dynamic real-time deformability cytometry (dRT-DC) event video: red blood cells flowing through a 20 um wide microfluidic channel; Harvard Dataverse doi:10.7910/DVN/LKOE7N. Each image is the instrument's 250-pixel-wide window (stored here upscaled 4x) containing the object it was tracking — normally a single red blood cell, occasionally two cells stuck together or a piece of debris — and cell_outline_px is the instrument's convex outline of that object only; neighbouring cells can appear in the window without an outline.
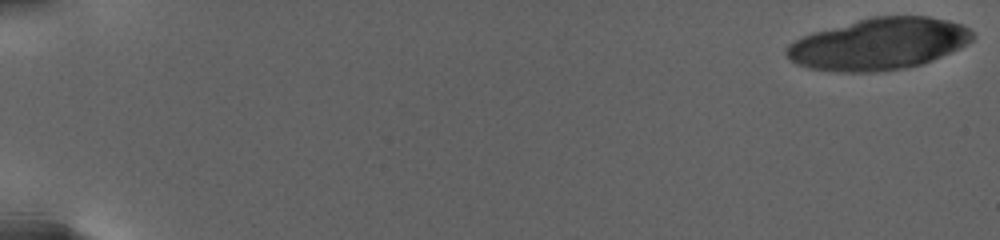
{"species": "human", "species_latin": "Homo sapiens", "temperature_condition": "warm", "stored_images_in_passage": 28, "camera_frame_rate_fps": 3000, "um_per_image_px": 0.085, "donor": {"sex": "female"}, "frame": {"image": 1, "passage_image": 1, "time_ms": 0.0, "image_size_px": [1000, 240], "cell_outline_px": [[976, 36], [972, 40], [960, 48], [932, 60], [920, 64], [904, 68], [872, 72], [848, 72], [808, 68], [796, 64], [784, 52], [788, 44], [812, 32], [872, 16], [928, 16], [948, 20], [960, 24], [968, 28]], "centroid_in_image_um": [74.71, 3.73], "position_along_channel_um": 10.3, "area_um2": 55.78}}
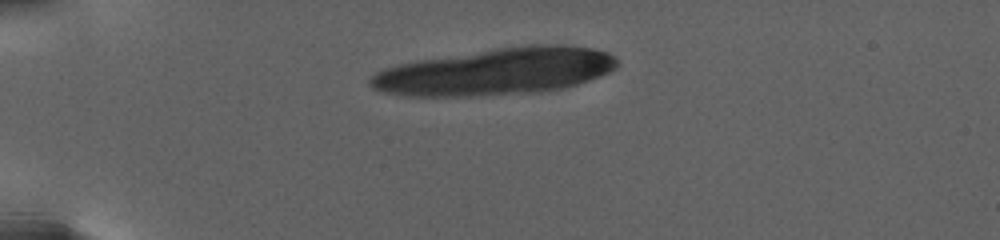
{"frame": {"image": 2, "passage_image": 21, "time_ms": 6.667, "image_size_px": [1000, 240], "cell_outline_px": [[616, 68], [600, 76], [564, 88], [540, 92], [480, 96], [404, 96], [384, 92], [372, 88], [368, 84], [368, 80], [376, 72], [384, 68], [400, 64], [420, 60], [496, 48], [528, 44], [564, 44], [592, 48], [608, 52], [616, 60]], "centroid_in_image_um": [42.15, 6.08], "position_along_channel_um": 42.9, "area_um2": 67.51}}